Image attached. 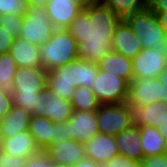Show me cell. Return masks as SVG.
<instances>
[{
	"instance_id": "obj_27",
	"label": "cell",
	"mask_w": 167,
	"mask_h": 167,
	"mask_svg": "<svg viewBox=\"0 0 167 167\" xmlns=\"http://www.w3.org/2000/svg\"><path fill=\"white\" fill-rule=\"evenodd\" d=\"M12 103L23 108L31 115H40L41 91L34 93H21V91H10Z\"/></svg>"
},
{
	"instance_id": "obj_25",
	"label": "cell",
	"mask_w": 167,
	"mask_h": 167,
	"mask_svg": "<svg viewBox=\"0 0 167 167\" xmlns=\"http://www.w3.org/2000/svg\"><path fill=\"white\" fill-rule=\"evenodd\" d=\"M121 20L148 8V0H98Z\"/></svg>"
},
{
	"instance_id": "obj_31",
	"label": "cell",
	"mask_w": 167,
	"mask_h": 167,
	"mask_svg": "<svg viewBox=\"0 0 167 167\" xmlns=\"http://www.w3.org/2000/svg\"><path fill=\"white\" fill-rule=\"evenodd\" d=\"M99 167H140V162L123 155H116Z\"/></svg>"
},
{
	"instance_id": "obj_23",
	"label": "cell",
	"mask_w": 167,
	"mask_h": 167,
	"mask_svg": "<svg viewBox=\"0 0 167 167\" xmlns=\"http://www.w3.org/2000/svg\"><path fill=\"white\" fill-rule=\"evenodd\" d=\"M28 131L39 149L44 151L55 139V122L40 115H32Z\"/></svg>"
},
{
	"instance_id": "obj_29",
	"label": "cell",
	"mask_w": 167,
	"mask_h": 167,
	"mask_svg": "<svg viewBox=\"0 0 167 167\" xmlns=\"http://www.w3.org/2000/svg\"><path fill=\"white\" fill-rule=\"evenodd\" d=\"M28 0H0V15L24 16L28 12Z\"/></svg>"
},
{
	"instance_id": "obj_7",
	"label": "cell",
	"mask_w": 167,
	"mask_h": 167,
	"mask_svg": "<svg viewBox=\"0 0 167 167\" xmlns=\"http://www.w3.org/2000/svg\"><path fill=\"white\" fill-rule=\"evenodd\" d=\"M124 104L133 126L159 127L161 124L167 123V104L164 101L143 106L127 97Z\"/></svg>"
},
{
	"instance_id": "obj_10",
	"label": "cell",
	"mask_w": 167,
	"mask_h": 167,
	"mask_svg": "<svg viewBox=\"0 0 167 167\" xmlns=\"http://www.w3.org/2000/svg\"><path fill=\"white\" fill-rule=\"evenodd\" d=\"M164 85L159 78H133L129 83L128 98L140 105L162 101Z\"/></svg>"
},
{
	"instance_id": "obj_46",
	"label": "cell",
	"mask_w": 167,
	"mask_h": 167,
	"mask_svg": "<svg viewBox=\"0 0 167 167\" xmlns=\"http://www.w3.org/2000/svg\"><path fill=\"white\" fill-rule=\"evenodd\" d=\"M51 167H66V166L53 163Z\"/></svg>"
},
{
	"instance_id": "obj_2",
	"label": "cell",
	"mask_w": 167,
	"mask_h": 167,
	"mask_svg": "<svg viewBox=\"0 0 167 167\" xmlns=\"http://www.w3.org/2000/svg\"><path fill=\"white\" fill-rule=\"evenodd\" d=\"M98 65L77 58L70 63L47 71V88L59 97L71 100L75 88L92 89Z\"/></svg>"
},
{
	"instance_id": "obj_24",
	"label": "cell",
	"mask_w": 167,
	"mask_h": 167,
	"mask_svg": "<svg viewBox=\"0 0 167 167\" xmlns=\"http://www.w3.org/2000/svg\"><path fill=\"white\" fill-rule=\"evenodd\" d=\"M140 127L141 147L145 157L157 156L166 153V140L161 136L158 127Z\"/></svg>"
},
{
	"instance_id": "obj_15",
	"label": "cell",
	"mask_w": 167,
	"mask_h": 167,
	"mask_svg": "<svg viewBox=\"0 0 167 167\" xmlns=\"http://www.w3.org/2000/svg\"><path fill=\"white\" fill-rule=\"evenodd\" d=\"M44 152L55 164L66 167H70L86 157L84 144L73 139L52 143Z\"/></svg>"
},
{
	"instance_id": "obj_4",
	"label": "cell",
	"mask_w": 167,
	"mask_h": 167,
	"mask_svg": "<svg viewBox=\"0 0 167 167\" xmlns=\"http://www.w3.org/2000/svg\"><path fill=\"white\" fill-rule=\"evenodd\" d=\"M140 40L142 49L165 50L166 32L160 25L157 15L148 7L124 19Z\"/></svg>"
},
{
	"instance_id": "obj_8",
	"label": "cell",
	"mask_w": 167,
	"mask_h": 167,
	"mask_svg": "<svg viewBox=\"0 0 167 167\" xmlns=\"http://www.w3.org/2000/svg\"><path fill=\"white\" fill-rule=\"evenodd\" d=\"M97 122L100 133L112 136L132 126L124 103L100 104L97 109Z\"/></svg>"
},
{
	"instance_id": "obj_13",
	"label": "cell",
	"mask_w": 167,
	"mask_h": 167,
	"mask_svg": "<svg viewBox=\"0 0 167 167\" xmlns=\"http://www.w3.org/2000/svg\"><path fill=\"white\" fill-rule=\"evenodd\" d=\"M47 71L42 67H17L11 91H21V93L40 92L47 87Z\"/></svg>"
},
{
	"instance_id": "obj_12",
	"label": "cell",
	"mask_w": 167,
	"mask_h": 167,
	"mask_svg": "<svg viewBox=\"0 0 167 167\" xmlns=\"http://www.w3.org/2000/svg\"><path fill=\"white\" fill-rule=\"evenodd\" d=\"M98 133L100 131L97 122V111H73L69 119L71 139L85 144Z\"/></svg>"
},
{
	"instance_id": "obj_6",
	"label": "cell",
	"mask_w": 167,
	"mask_h": 167,
	"mask_svg": "<svg viewBox=\"0 0 167 167\" xmlns=\"http://www.w3.org/2000/svg\"><path fill=\"white\" fill-rule=\"evenodd\" d=\"M128 89L125 79L98 69L91 90L100 104H120L128 97Z\"/></svg>"
},
{
	"instance_id": "obj_16",
	"label": "cell",
	"mask_w": 167,
	"mask_h": 167,
	"mask_svg": "<svg viewBox=\"0 0 167 167\" xmlns=\"http://www.w3.org/2000/svg\"><path fill=\"white\" fill-rule=\"evenodd\" d=\"M111 50L130 59L142 50L140 40L124 19L120 20L115 27Z\"/></svg>"
},
{
	"instance_id": "obj_32",
	"label": "cell",
	"mask_w": 167,
	"mask_h": 167,
	"mask_svg": "<svg viewBox=\"0 0 167 167\" xmlns=\"http://www.w3.org/2000/svg\"><path fill=\"white\" fill-rule=\"evenodd\" d=\"M54 162L44 151L26 158L24 167H51Z\"/></svg>"
},
{
	"instance_id": "obj_28",
	"label": "cell",
	"mask_w": 167,
	"mask_h": 167,
	"mask_svg": "<svg viewBox=\"0 0 167 167\" xmlns=\"http://www.w3.org/2000/svg\"><path fill=\"white\" fill-rule=\"evenodd\" d=\"M17 66L9 52L0 54V89L11 91Z\"/></svg>"
},
{
	"instance_id": "obj_35",
	"label": "cell",
	"mask_w": 167,
	"mask_h": 167,
	"mask_svg": "<svg viewBox=\"0 0 167 167\" xmlns=\"http://www.w3.org/2000/svg\"><path fill=\"white\" fill-rule=\"evenodd\" d=\"M69 139H71V134H69V120L55 123V139L52 143H58Z\"/></svg>"
},
{
	"instance_id": "obj_34",
	"label": "cell",
	"mask_w": 167,
	"mask_h": 167,
	"mask_svg": "<svg viewBox=\"0 0 167 167\" xmlns=\"http://www.w3.org/2000/svg\"><path fill=\"white\" fill-rule=\"evenodd\" d=\"M140 167H167V153L143 158Z\"/></svg>"
},
{
	"instance_id": "obj_18",
	"label": "cell",
	"mask_w": 167,
	"mask_h": 167,
	"mask_svg": "<svg viewBox=\"0 0 167 167\" xmlns=\"http://www.w3.org/2000/svg\"><path fill=\"white\" fill-rule=\"evenodd\" d=\"M0 149L14 157H29L41 150L36 145L34 137L25 131L0 140Z\"/></svg>"
},
{
	"instance_id": "obj_39",
	"label": "cell",
	"mask_w": 167,
	"mask_h": 167,
	"mask_svg": "<svg viewBox=\"0 0 167 167\" xmlns=\"http://www.w3.org/2000/svg\"><path fill=\"white\" fill-rule=\"evenodd\" d=\"M159 80L164 85V95L162 96V101H164L167 104V69H164L159 74Z\"/></svg>"
},
{
	"instance_id": "obj_42",
	"label": "cell",
	"mask_w": 167,
	"mask_h": 167,
	"mask_svg": "<svg viewBox=\"0 0 167 167\" xmlns=\"http://www.w3.org/2000/svg\"><path fill=\"white\" fill-rule=\"evenodd\" d=\"M49 0H28L29 6H34V5H41V6H46Z\"/></svg>"
},
{
	"instance_id": "obj_21",
	"label": "cell",
	"mask_w": 167,
	"mask_h": 167,
	"mask_svg": "<svg viewBox=\"0 0 167 167\" xmlns=\"http://www.w3.org/2000/svg\"><path fill=\"white\" fill-rule=\"evenodd\" d=\"M10 55L15 60L17 67H41L39 46L27 40L16 38L9 50Z\"/></svg>"
},
{
	"instance_id": "obj_37",
	"label": "cell",
	"mask_w": 167,
	"mask_h": 167,
	"mask_svg": "<svg viewBox=\"0 0 167 167\" xmlns=\"http://www.w3.org/2000/svg\"><path fill=\"white\" fill-rule=\"evenodd\" d=\"M14 40L7 30L0 27V54L9 52Z\"/></svg>"
},
{
	"instance_id": "obj_40",
	"label": "cell",
	"mask_w": 167,
	"mask_h": 167,
	"mask_svg": "<svg viewBox=\"0 0 167 167\" xmlns=\"http://www.w3.org/2000/svg\"><path fill=\"white\" fill-rule=\"evenodd\" d=\"M70 167H99V164L93 161L92 159L85 157L84 159Z\"/></svg>"
},
{
	"instance_id": "obj_19",
	"label": "cell",
	"mask_w": 167,
	"mask_h": 167,
	"mask_svg": "<svg viewBox=\"0 0 167 167\" xmlns=\"http://www.w3.org/2000/svg\"><path fill=\"white\" fill-rule=\"evenodd\" d=\"M140 127L131 126L115 135L118 154L135 159L139 162L144 158L141 147Z\"/></svg>"
},
{
	"instance_id": "obj_11",
	"label": "cell",
	"mask_w": 167,
	"mask_h": 167,
	"mask_svg": "<svg viewBox=\"0 0 167 167\" xmlns=\"http://www.w3.org/2000/svg\"><path fill=\"white\" fill-rule=\"evenodd\" d=\"M79 0H49L46 4L47 15L56 29H66L84 9Z\"/></svg>"
},
{
	"instance_id": "obj_44",
	"label": "cell",
	"mask_w": 167,
	"mask_h": 167,
	"mask_svg": "<svg viewBox=\"0 0 167 167\" xmlns=\"http://www.w3.org/2000/svg\"><path fill=\"white\" fill-rule=\"evenodd\" d=\"M164 52H165V58H166L165 69H167V43H166V48H165Z\"/></svg>"
},
{
	"instance_id": "obj_41",
	"label": "cell",
	"mask_w": 167,
	"mask_h": 167,
	"mask_svg": "<svg viewBox=\"0 0 167 167\" xmlns=\"http://www.w3.org/2000/svg\"><path fill=\"white\" fill-rule=\"evenodd\" d=\"M159 19L160 25L167 35V12L165 13H155Z\"/></svg>"
},
{
	"instance_id": "obj_26",
	"label": "cell",
	"mask_w": 167,
	"mask_h": 167,
	"mask_svg": "<svg viewBox=\"0 0 167 167\" xmlns=\"http://www.w3.org/2000/svg\"><path fill=\"white\" fill-rule=\"evenodd\" d=\"M70 102L76 111H97L100 106L93 91L82 86L75 88Z\"/></svg>"
},
{
	"instance_id": "obj_30",
	"label": "cell",
	"mask_w": 167,
	"mask_h": 167,
	"mask_svg": "<svg viewBox=\"0 0 167 167\" xmlns=\"http://www.w3.org/2000/svg\"><path fill=\"white\" fill-rule=\"evenodd\" d=\"M23 16L6 14L2 15L0 18V27L4 28L12 35L15 39L20 37L22 32Z\"/></svg>"
},
{
	"instance_id": "obj_45",
	"label": "cell",
	"mask_w": 167,
	"mask_h": 167,
	"mask_svg": "<svg viewBox=\"0 0 167 167\" xmlns=\"http://www.w3.org/2000/svg\"><path fill=\"white\" fill-rule=\"evenodd\" d=\"M79 1L86 5L87 3L92 2L93 0H79Z\"/></svg>"
},
{
	"instance_id": "obj_1",
	"label": "cell",
	"mask_w": 167,
	"mask_h": 167,
	"mask_svg": "<svg viewBox=\"0 0 167 167\" xmlns=\"http://www.w3.org/2000/svg\"><path fill=\"white\" fill-rule=\"evenodd\" d=\"M120 20L98 0L87 3L66 28L78 43V57L98 64L111 51L114 30Z\"/></svg>"
},
{
	"instance_id": "obj_33",
	"label": "cell",
	"mask_w": 167,
	"mask_h": 167,
	"mask_svg": "<svg viewBox=\"0 0 167 167\" xmlns=\"http://www.w3.org/2000/svg\"><path fill=\"white\" fill-rule=\"evenodd\" d=\"M27 157H14L0 149V167H24Z\"/></svg>"
},
{
	"instance_id": "obj_20",
	"label": "cell",
	"mask_w": 167,
	"mask_h": 167,
	"mask_svg": "<svg viewBox=\"0 0 167 167\" xmlns=\"http://www.w3.org/2000/svg\"><path fill=\"white\" fill-rule=\"evenodd\" d=\"M31 114L13 105L0 121V140L28 130Z\"/></svg>"
},
{
	"instance_id": "obj_38",
	"label": "cell",
	"mask_w": 167,
	"mask_h": 167,
	"mask_svg": "<svg viewBox=\"0 0 167 167\" xmlns=\"http://www.w3.org/2000/svg\"><path fill=\"white\" fill-rule=\"evenodd\" d=\"M148 7L154 13H165L167 12V0H150Z\"/></svg>"
},
{
	"instance_id": "obj_36",
	"label": "cell",
	"mask_w": 167,
	"mask_h": 167,
	"mask_svg": "<svg viewBox=\"0 0 167 167\" xmlns=\"http://www.w3.org/2000/svg\"><path fill=\"white\" fill-rule=\"evenodd\" d=\"M13 103L10 91L0 89V121L12 108Z\"/></svg>"
},
{
	"instance_id": "obj_9",
	"label": "cell",
	"mask_w": 167,
	"mask_h": 167,
	"mask_svg": "<svg viewBox=\"0 0 167 167\" xmlns=\"http://www.w3.org/2000/svg\"><path fill=\"white\" fill-rule=\"evenodd\" d=\"M165 52L160 49H142L133 59V78H158L165 69Z\"/></svg>"
},
{
	"instance_id": "obj_14",
	"label": "cell",
	"mask_w": 167,
	"mask_h": 167,
	"mask_svg": "<svg viewBox=\"0 0 167 167\" xmlns=\"http://www.w3.org/2000/svg\"><path fill=\"white\" fill-rule=\"evenodd\" d=\"M73 111L69 100L59 97L47 87L41 91L40 116L46 117L55 123L65 122L70 119Z\"/></svg>"
},
{
	"instance_id": "obj_22",
	"label": "cell",
	"mask_w": 167,
	"mask_h": 167,
	"mask_svg": "<svg viewBox=\"0 0 167 167\" xmlns=\"http://www.w3.org/2000/svg\"><path fill=\"white\" fill-rule=\"evenodd\" d=\"M98 69L115 74L128 83L133 80L132 59L123 56L114 51L107 53L97 64Z\"/></svg>"
},
{
	"instance_id": "obj_17",
	"label": "cell",
	"mask_w": 167,
	"mask_h": 167,
	"mask_svg": "<svg viewBox=\"0 0 167 167\" xmlns=\"http://www.w3.org/2000/svg\"><path fill=\"white\" fill-rule=\"evenodd\" d=\"M86 158L104 164L118 155L115 136L98 133L84 144Z\"/></svg>"
},
{
	"instance_id": "obj_3",
	"label": "cell",
	"mask_w": 167,
	"mask_h": 167,
	"mask_svg": "<svg viewBox=\"0 0 167 167\" xmlns=\"http://www.w3.org/2000/svg\"><path fill=\"white\" fill-rule=\"evenodd\" d=\"M78 43L67 29H55L52 37L39 46L41 67L50 71L78 57Z\"/></svg>"
},
{
	"instance_id": "obj_43",
	"label": "cell",
	"mask_w": 167,
	"mask_h": 167,
	"mask_svg": "<svg viewBox=\"0 0 167 167\" xmlns=\"http://www.w3.org/2000/svg\"><path fill=\"white\" fill-rule=\"evenodd\" d=\"M159 132L161 133V136L166 140L167 142V123L161 124L158 127Z\"/></svg>"
},
{
	"instance_id": "obj_5",
	"label": "cell",
	"mask_w": 167,
	"mask_h": 167,
	"mask_svg": "<svg viewBox=\"0 0 167 167\" xmlns=\"http://www.w3.org/2000/svg\"><path fill=\"white\" fill-rule=\"evenodd\" d=\"M22 25L20 38L38 46L45 44L56 29L50 22L46 6L41 5L29 6Z\"/></svg>"
}]
</instances>
